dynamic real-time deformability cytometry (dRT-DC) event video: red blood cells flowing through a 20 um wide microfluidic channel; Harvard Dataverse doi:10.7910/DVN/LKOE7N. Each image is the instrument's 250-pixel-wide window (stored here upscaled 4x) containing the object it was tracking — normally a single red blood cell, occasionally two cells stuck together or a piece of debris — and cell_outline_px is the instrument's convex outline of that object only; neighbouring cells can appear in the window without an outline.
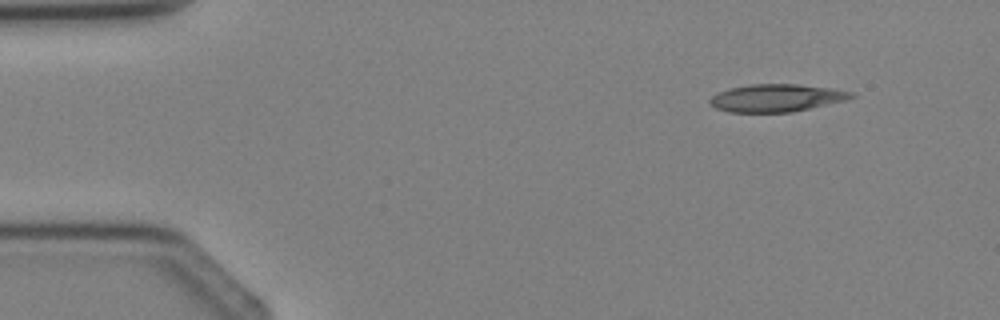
{"species": "Egyptian fruit bat (a non-hibernating species)", "species_latin": "Rousettus aegyptiacus", "temperature_condition": "cold", "stored_images_in_passage": 3, "camera_frame_rate_fps": 3000, "um_per_image_px": 0.085, "animal": {"sex": "female"}, "frame": {"image": 1, "passage_image": 1, "time_ms": 0.0, "image_size_px": [1000, 320], "cell_outline_px": [[856, 96], [848, 100], [792, 112], [728, 112], [716, 108], [708, 100], [712, 96], [728, 88], [752, 84], [796, 84], [832, 88], [856, 92]], "centroid_in_image_um": [66.06, 8.32], "position_along_channel_um": 18.9, "area_um2": 22.83}}